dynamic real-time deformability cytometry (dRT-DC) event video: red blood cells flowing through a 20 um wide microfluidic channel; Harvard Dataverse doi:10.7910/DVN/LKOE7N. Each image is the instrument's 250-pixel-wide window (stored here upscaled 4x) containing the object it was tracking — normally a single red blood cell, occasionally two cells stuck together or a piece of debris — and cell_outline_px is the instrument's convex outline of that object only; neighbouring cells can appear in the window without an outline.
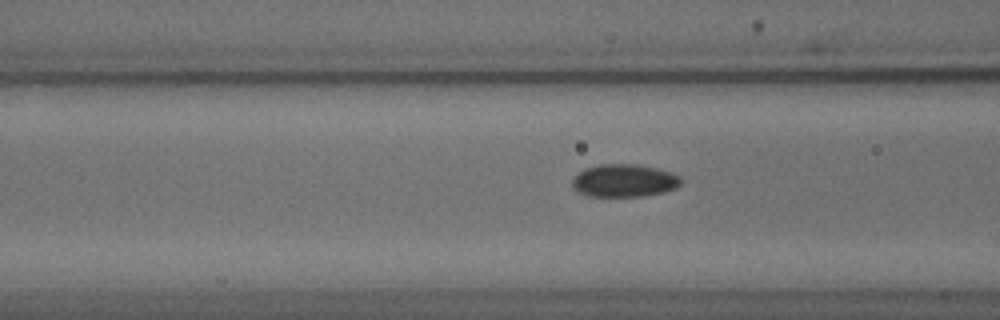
{"species": "common noctule bat (a hibernating species)", "species_latin": "Nyctalus noctula", "temperature_condition": "cold", "stored_images_in_passage": 17, "camera_frame_rate_fps": 3000, "um_per_image_px": 0.085, "animal": {"sex": "male", "body_mass_g": 18.8}, "frame": {"image": 1, "passage_image": 15, "time_ms": 4.667, "image_size_px": [1000, 320], "cell_outline_px": [[684, 180], [676, 188], [664, 192], [644, 196], [588, 196], [576, 192], [572, 188], [572, 180], [576, 172], [584, 168], [600, 164], [636, 164], [656, 168], [672, 172], [680, 176]], "centroid_in_image_um": [53.03, 15.35], "position_along_channel_um": 113.6, "area_um2": 21.15}}